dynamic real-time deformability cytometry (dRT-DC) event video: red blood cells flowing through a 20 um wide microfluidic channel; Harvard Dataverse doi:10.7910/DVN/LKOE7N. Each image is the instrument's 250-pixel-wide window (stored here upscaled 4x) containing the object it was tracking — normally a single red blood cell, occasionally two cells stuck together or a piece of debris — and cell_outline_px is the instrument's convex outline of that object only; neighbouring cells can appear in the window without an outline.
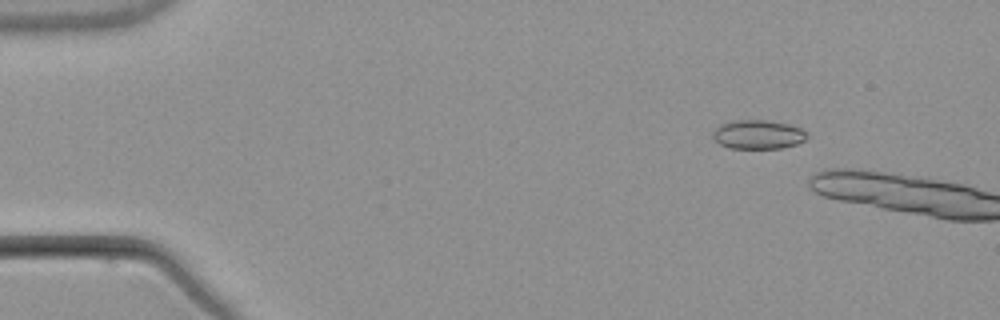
{"species": "common noctule bat (a hibernating species)", "species_latin": "Nyctalus noctula", "temperature_condition": "warm", "stored_images_in_passage": 3, "camera_frame_rate_fps": 3000, "um_per_image_px": 0.085, "animal": {"sex": "male", "body_mass_g": 21.5, "forearm_length_mm": 52.0}, "frame": {"image": 1, "passage_image": 2, "time_ms": 1.333, "image_size_px": [1000, 320], "cell_outline_px": [[808, 136], [804, 140], [796, 144], [780, 148], [728, 148], [720, 144], [712, 136], [712, 132], [720, 124], [732, 120], [768, 120], [788, 124], [800, 128], [808, 132]], "centroid_in_image_um": [64.43, 11.42], "position_along_channel_um": 20.6, "area_um2": 15.95}}